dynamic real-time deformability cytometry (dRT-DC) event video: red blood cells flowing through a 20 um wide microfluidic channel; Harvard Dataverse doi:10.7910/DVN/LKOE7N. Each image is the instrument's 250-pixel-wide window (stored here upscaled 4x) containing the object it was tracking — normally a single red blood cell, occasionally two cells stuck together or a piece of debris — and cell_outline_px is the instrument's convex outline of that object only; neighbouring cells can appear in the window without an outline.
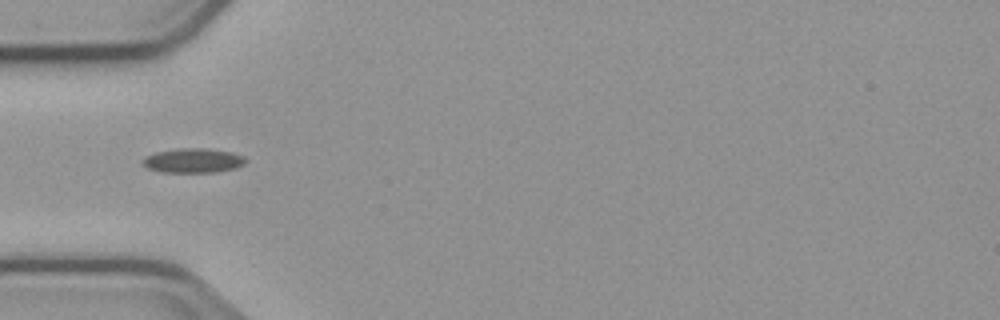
{"species": "common noctule bat (a hibernating species)", "species_latin": "Nyctalus noctula", "temperature_condition": "cold", "stored_images_in_passage": 5, "camera_frame_rate_fps": 3000, "um_per_image_px": 0.085, "animal": {"sex": "male", "body_mass_g": 23.1, "forearm_length_mm": 52.7}, "frame": {"image": 1, "passage_image": 4, "time_ms": 3.667, "image_size_px": [1000, 320], "cell_outline_px": [[248, 160], [244, 164], [236, 168], [216, 172], [160, 172], [148, 168], [140, 164], [140, 160], [144, 156], [156, 152], [180, 148], [204, 148], [232, 152], [244, 156]], "centroid_in_image_um": [16.39, 13.65], "position_along_channel_um": 68.6, "area_um2": 14.91}}
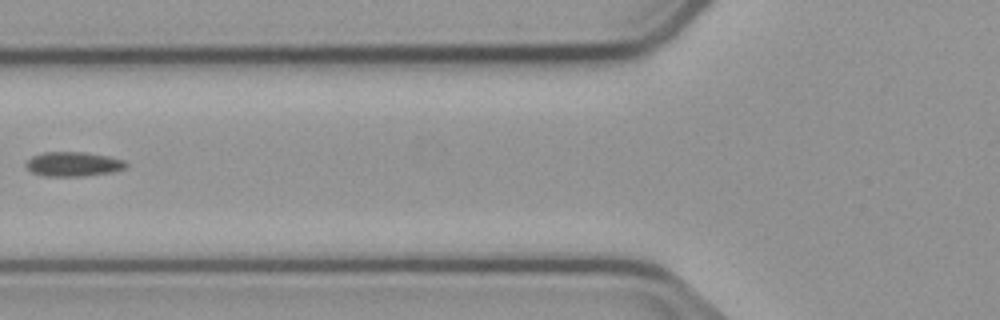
{"frame": {"image": 2, "passage_image": 5, "time_ms": 5.0, "image_size_px": [1000, 320], "cell_outline_px": [[128, 164], [124, 168], [112, 172], [80, 176], [44, 176], [32, 172], [24, 164], [32, 156], [44, 152], [80, 152], [108, 156], [124, 160]], "centroid_in_image_um": [6.21, 13.95], "position_along_channel_um": 119.6, "area_um2": 14.1}}